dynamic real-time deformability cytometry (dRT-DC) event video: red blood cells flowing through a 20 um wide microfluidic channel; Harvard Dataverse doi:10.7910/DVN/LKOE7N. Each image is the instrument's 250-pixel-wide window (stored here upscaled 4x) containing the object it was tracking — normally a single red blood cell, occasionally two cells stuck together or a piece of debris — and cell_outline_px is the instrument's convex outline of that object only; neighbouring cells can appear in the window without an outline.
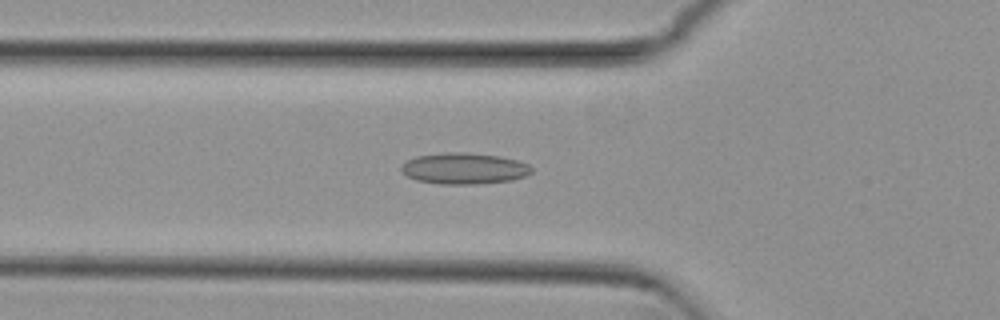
{"species": "common noctule bat (a hibernating species)", "species_latin": "Nyctalus noctula", "temperature_condition": "cold", "stored_images_in_passage": 32, "camera_frame_rate_fps": 3000, "um_per_image_px": 0.085, "animal": {"sex": "female", "body_mass_g": 29.2, "forearm_length_mm": 56.3}, "frame": {"image": 1, "passage_image": 2, "time_ms": 0.333, "image_size_px": [1000, 320], "cell_outline_px": [[532, 172], [524, 176], [512, 180], [476, 184], [440, 184], [416, 180], [408, 176], [400, 168], [408, 160], [416, 156], [448, 152], [464, 152], [500, 156], [516, 160], [528, 164], [532, 168]], "centroid_in_image_um": [39.47, 14.32], "position_along_channel_um": 86.3, "area_um2": 23.52}}
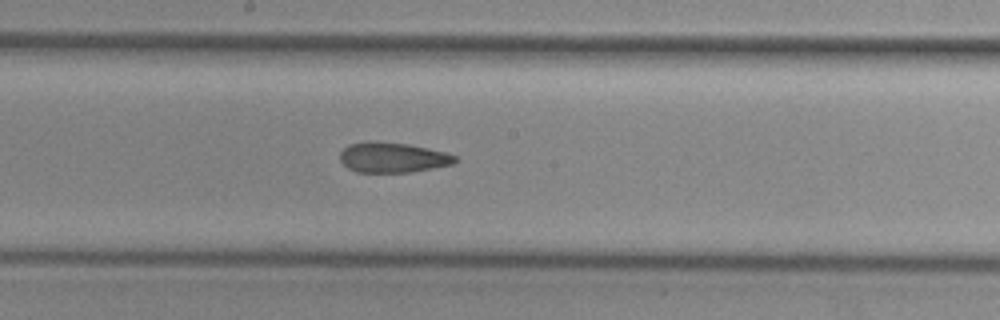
{"frame": {"image": 2, "passage_image": 12, "time_ms": 3.667, "image_size_px": [1000, 320], "cell_outline_px": [[460, 160], [452, 164], [432, 168], [408, 172], [356, 172], [348, 168], [340, 160], [340, 152], [348, 144], [368, 140], [408, 144], [428, 148], [444, 152], [456, 156]], "centroid_in_image_um": [33.35, 13.37], "position_along_channel_um": 214.8, "area_um2": 20.29}}
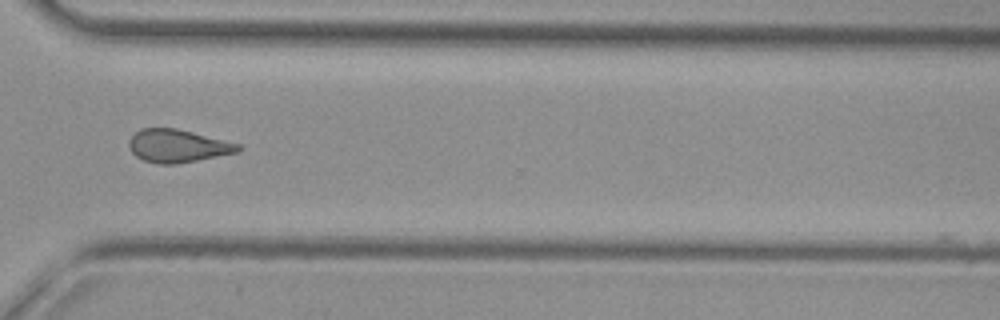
{"frame": {"image": 3, "passage_image": 23, "time_ms": 7.333, "image_size_px": [1000, 320], "cell_outline_px": [[244, 148], [236, 152], [176, 164], [160, 164], [144, 160], [136, 156], [132, 152], [128, 144], [128, 140], [140, 128], [176, 128], [240, 144]], "centroid_in_image_um": [15.08, 12.39], "position_along_channel_um": 355.5, "area_um2": 20.69}}